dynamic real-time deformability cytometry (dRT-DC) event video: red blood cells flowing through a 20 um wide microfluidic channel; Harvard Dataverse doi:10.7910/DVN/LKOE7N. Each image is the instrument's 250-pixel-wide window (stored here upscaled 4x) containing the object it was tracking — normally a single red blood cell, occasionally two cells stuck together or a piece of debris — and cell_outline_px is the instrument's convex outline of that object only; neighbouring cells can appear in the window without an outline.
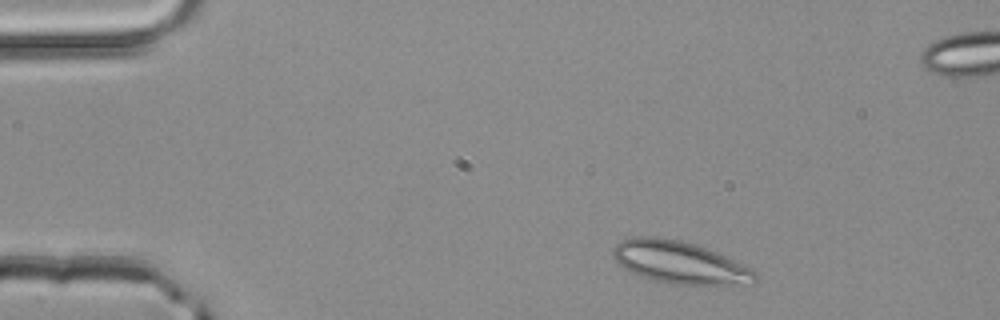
{"species": "common noctule bat (a hibernating species)", "species_latin": "Nyctalus noctula", "temperature_condition": "room temperature", "stored_images_in_passage": 3, "camera_frame_rate_fps": 3000, "um_per_image_px": 0.085, "animal": {"sex": "male", "body_mass_g": 20.4}, "frame": {"image": 1, "passage_image": 1, "time_ms": 0.0, "image_size_px": [1000, 320], "cell_outline_px": [[756, 280], [752, 284], [724, 288], [672, 284], [640, 276], [624, 268], [612, 256], [612, 248], [620, 240], [632, 236], [652, 236], [680, 240], [696, 244], [716, 252], [752, 268], [756, 272]], "centroid_in_image_um": [57.85, 22.35], "position_along_channel_um": 27.2, "area_um2": 36.13}}